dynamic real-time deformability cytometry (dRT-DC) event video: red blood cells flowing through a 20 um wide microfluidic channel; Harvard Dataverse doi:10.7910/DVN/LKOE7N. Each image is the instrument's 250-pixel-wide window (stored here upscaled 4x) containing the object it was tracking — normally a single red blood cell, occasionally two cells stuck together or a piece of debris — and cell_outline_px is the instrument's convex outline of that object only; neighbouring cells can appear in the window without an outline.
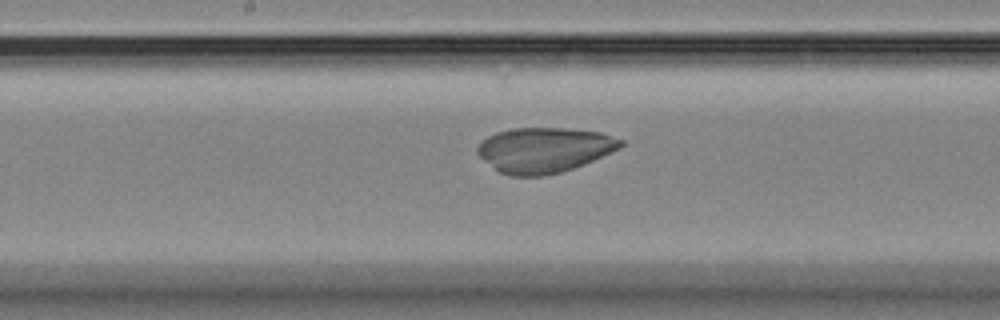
{"species": "Egyptian fruit bat (a non-hibernating species)", "species_latin": "Rousettus aegyptiacus", "temperature_condition": "room temperature", "stored_images_in_passage": 44, "camera_frame_rate_fps": 3000, "um_per_image_px": 0.085, "animal": {"sex": "female"}, "frame": {"image": 1, "passage_image": 23, "time_ms": 7.333, "image_size_px": [1000, 320], "cell_outline_px": [[624, 144], [620, 148], [584, 164], [560, 172], [544, 176], [508, 176], [492, 168], [476, 152], [476, 148], [488, 136], [496, 132], [516, 128], [564, 128], [600, 132], [624, 140]], "centroid_in_image_um": [46.25, 12.75], "position_along_channel_um": 202.0, "area_um2": 37.57}}
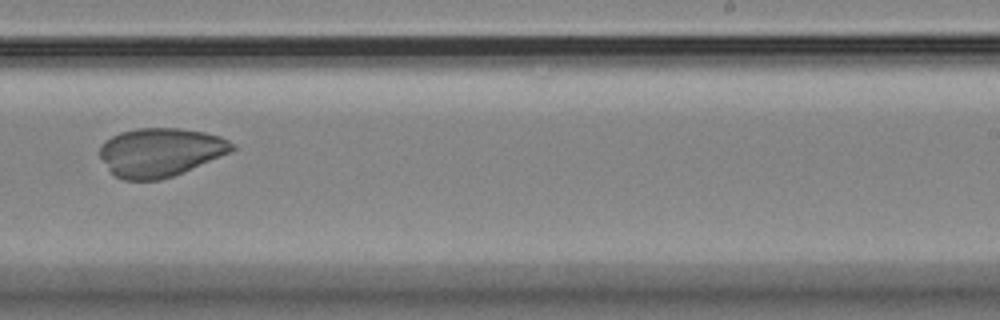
{"frame": {"image": 2, "passage_image": 28, "time_ms": 9.0, "image_size_px": [1000, 320], "cell_outline_px": [[236, 148], [232, 152], [184, 172], [160, 180], [124, 180], [116, 176], [108, 168], [100, 156], [100, 148], [104, 140], [120, 132], [136, 128], [180, 128], [204, 132], [220, 136], [236, 144]], "centroid_in_image_um": [13.66, 12.93], "position_along_channel_um": 275.3, "area_um2": 37.63}}